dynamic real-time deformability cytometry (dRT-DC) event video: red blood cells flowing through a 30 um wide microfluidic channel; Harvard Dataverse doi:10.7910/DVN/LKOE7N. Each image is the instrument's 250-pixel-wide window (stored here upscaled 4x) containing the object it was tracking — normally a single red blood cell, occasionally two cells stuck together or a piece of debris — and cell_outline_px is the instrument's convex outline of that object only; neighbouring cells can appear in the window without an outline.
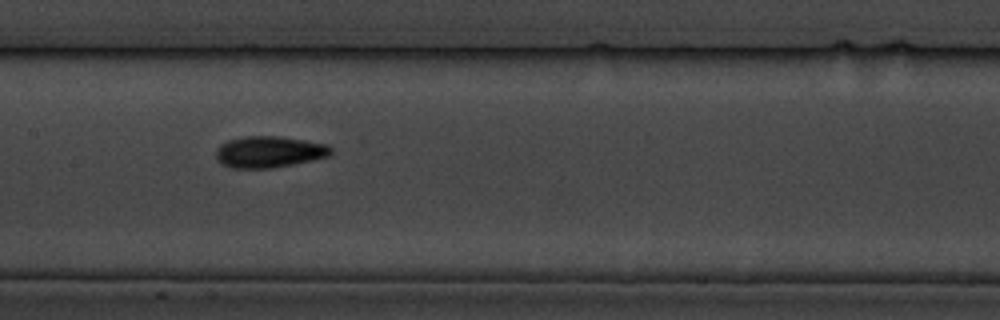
{"species": "common noctule bat (a hibernating species)", "species_latin": "Nyctalus noctula", "temperature_condition": "cold", "stored_images_in_passage": 13, "camera_frame_rate_fps": 3000, "um_per_image_px": 0.085, "animal": {"sex": "male", "body_mass_g": 19.5, "forearm_length_mm": 54.6}, "frame": {"image": 1, "passage_image": 10, "time_ms": 11.0, "image_size_px": [1000, 320], "cell_outline_px": [[332, 152], [328, 156], [312, 160], [272, 168], [228, 168], [220, 164], [216, 160], [216, 148], [220, 144], [228, 140], [248, 136], [280, 136], [304, 140], [324, 144], [332, 148]], "centroid_in_image_um": [22.81, 12.92], "position_along_channel_um": 184.6, "area_um2": 21.1}}
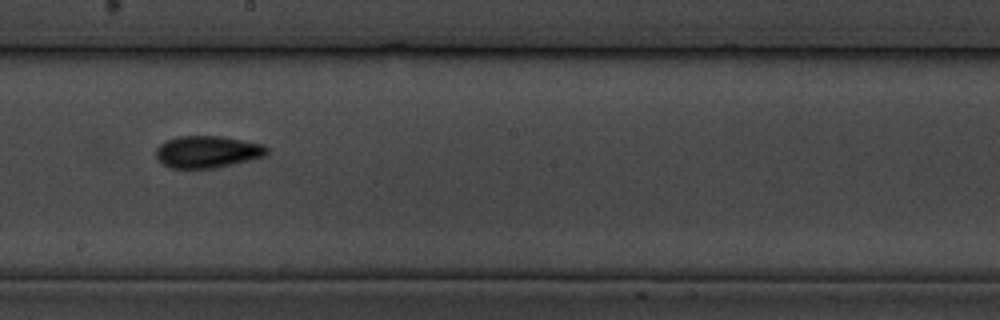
{"frame": {"image": 2, "passage_image": 11, "time_ms": 12.333, "image_size_px": [1000, 320], "cell_outline_px": [[268, 152], [264, 156], [216, 168], [168, 168], [156, 156], [156, 148], [160, 144], [168, 140], [180, 136], [220, 136], [264, 144], [268, 148]], "centroid_in_image_um": [17.63, 12.9], "position_along_channel_um": 230.6, "area_um2": 20.52}}
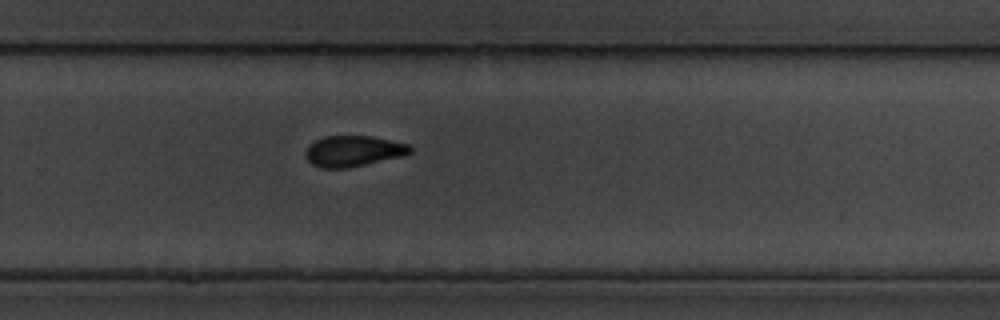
{"frame": {"image": 3, "passage_image": 13, "time_ms": 14.333, "image_size_px": [1000, 320], "cell_outline_px": [[412, 152], [404, 156], [344, 168], [320, 168], [312, 164], [304, 156], [304, 152], [316, 140], [324, 136], [372, 136], [408, 144], [412, 148]], "centroid_in_image_um": [30.03, 12.84], "position_along_channel_um": 299.8, "area_um2": 18.67}}